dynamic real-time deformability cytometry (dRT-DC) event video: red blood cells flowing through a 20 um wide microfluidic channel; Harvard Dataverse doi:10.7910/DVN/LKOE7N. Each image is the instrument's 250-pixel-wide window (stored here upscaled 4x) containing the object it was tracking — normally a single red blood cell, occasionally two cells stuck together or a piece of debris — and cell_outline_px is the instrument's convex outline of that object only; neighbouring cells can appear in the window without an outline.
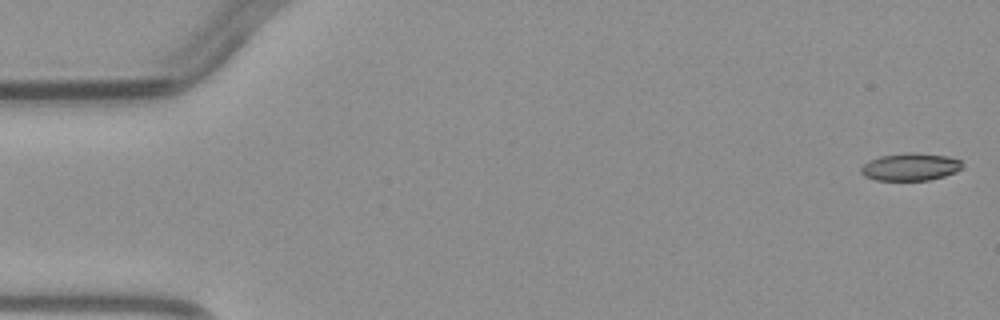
{"species": "common noctule bat (a hibernating species)", "species_latin": "Nyctalus noctula", "temperature_condition": "warm", "stored_images_in_passage": 5, "camera_frame_rate_fps": 3000, "um_per_image_px": 0.085, "animal": {"sex": "male", "body_mass_g": 23.1, "forearm_length_mm": 52.7}, "frame": {"image": 1, "passage_image": 1, "time_ms": 0.0, "image_size_px": [1000, 320], "cell_outline_px": [[964, 168], [956, 172], [944, 176], [928, 180], [876, 180], [864, 176], [860, 172], [860, 168], [868, 160], [880, 156], [908, 152], [916, 152], [948, 156], [960, 160], [964, 164]], "centroid_in_image_um": [77.4, 14.17], "position_along_channel_um": 7.6, "area_um2": 16.47}}
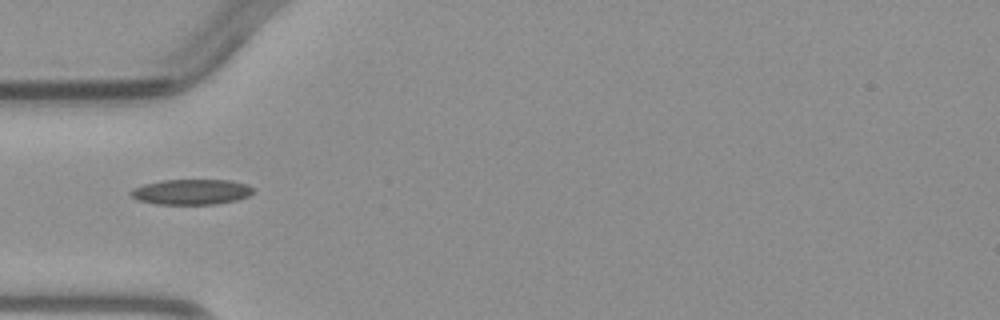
{"frame": {"image": 2, "passage_image": 4, "time_ms": 4.667, "image_size_px": [1000, 320], "cell_outline_px": [[252, 192], [248, 196], [236, 200], [216, 204], [156, 204], [136, 200], [128, 192], [132, 188], [144, 184], [164, 180], [232, 180], [248, 184], [252, 188]], "centroid_in_image_um": [16.24, 16.31], "position_along_channel_um": 68.8, "area_um2": 18.15}}
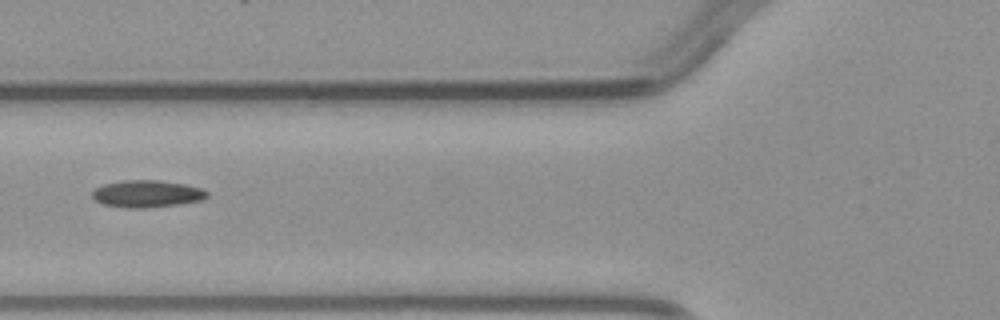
{"frame": {"image": 3, "passage_image": 5, "time_ms": 5.667, "image_size_px": [1000, 320], "cell_outline_px": [[208, 196], [204, 200], [180, 204], [144, 208], [124, 208], [104, 204], [96, 200], [92, 196], [92, 192], [96, 188], [104, 184], [124, 180], [160, 180], [184, 184], [200, 188], [208, 192]], "centroid_in_image_um": [12.51, 16.47], "position_along_channel_um": 113.3, "area_um2": 18.15}}